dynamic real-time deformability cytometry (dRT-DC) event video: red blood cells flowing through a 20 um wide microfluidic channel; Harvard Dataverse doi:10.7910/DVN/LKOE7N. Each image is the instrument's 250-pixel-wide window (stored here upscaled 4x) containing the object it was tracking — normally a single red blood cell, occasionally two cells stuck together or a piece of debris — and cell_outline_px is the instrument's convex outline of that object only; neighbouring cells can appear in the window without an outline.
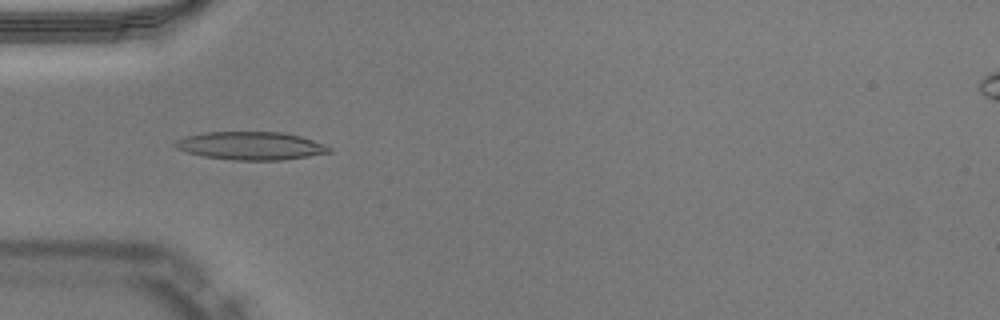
{"species": "Egyptian fruit bat (a non-hibernating species)", "species_latin": "Rousettus aegyptiacus", "temperature_condition": "warm", "stored_images_in_passage": 50, "camera_frame_rate_fps": 3000, "um_per_image_px": 0.085, "animal": {"sex": "male"}, "frame": {"image": 1, "passage_image": 16, "time_ms": 5.0, "image_size_px": [1000, 320], "cell_outline_px": [[332, 152], [308, 156], [280, 160], [232, 160], [204, 156], [188, 152], [176, 148], [172, 144], [176, 140], [184, 136], [204, 132], [280, 132], [300, 136], [324, 144], [332, 148]], "centroid_in_image_um": [21.29, 12.39], "position_along_channel_um": 63.7, "area_um2": 25.14}}
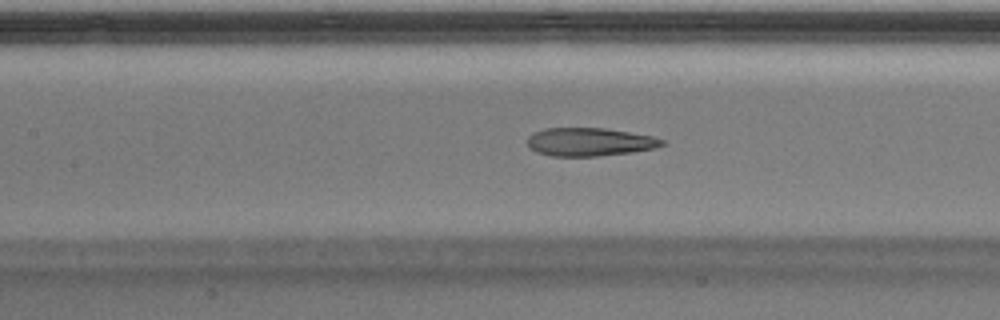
{"frame": {"image": 2, "passage_image": 23, "time_ms": 7.333, "image_size_px": [1000, 320], "cell_outline_px": [[664, 144], [652, 148], [632, 152], [596, 156], [552, 156], [536, 152], [528, 148], [528, 136], [544, 128], [604, 128], [652, 136], [664, 140]], "centroid_in_image_um": [50.07, 12.06], "position_along_channel_um": 157.3, "area_um2": 21.96}}
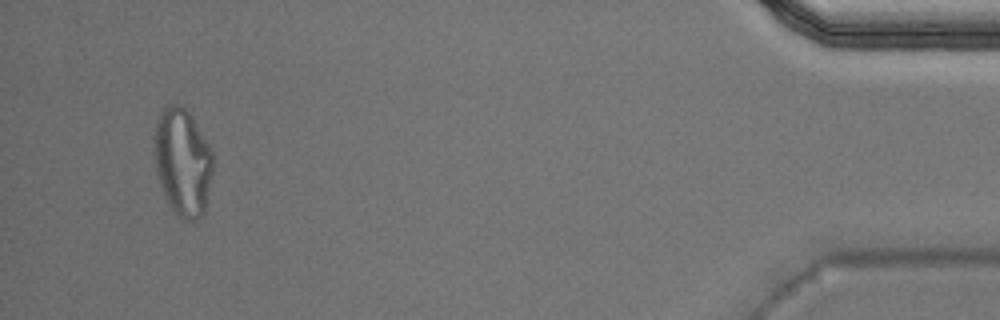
{"frame": {"image": 3, "passage_image": 48, "time_ms": 15.667, "image_size_px": [1000, 320], "cell_outline_px": [[212, 172], [204, 212], [196, 220], [184, 220], [176, 216], [168, 204], [164, 196], [156, 168], [152, 148], [156, 120], [160, 112], [168, 104], [180, 104], [188, 112], [208, 144], [212, 152]], "centroid_in_image_um": [15.48, 13.78], "position_along_channel_um": 419.7, "area_um2": 36.76}, "authors_computed_cell_mechanics": {"area_um2": 23.1778, "velocity_mm_per_s": 4.0264, "shape_relaxation_time_tau1_ms": null, "shape_relaxation_time_tau2_ms": 2.3695, "deformation_change_tau1": null, "deformation_change_tau2": 0.118}}